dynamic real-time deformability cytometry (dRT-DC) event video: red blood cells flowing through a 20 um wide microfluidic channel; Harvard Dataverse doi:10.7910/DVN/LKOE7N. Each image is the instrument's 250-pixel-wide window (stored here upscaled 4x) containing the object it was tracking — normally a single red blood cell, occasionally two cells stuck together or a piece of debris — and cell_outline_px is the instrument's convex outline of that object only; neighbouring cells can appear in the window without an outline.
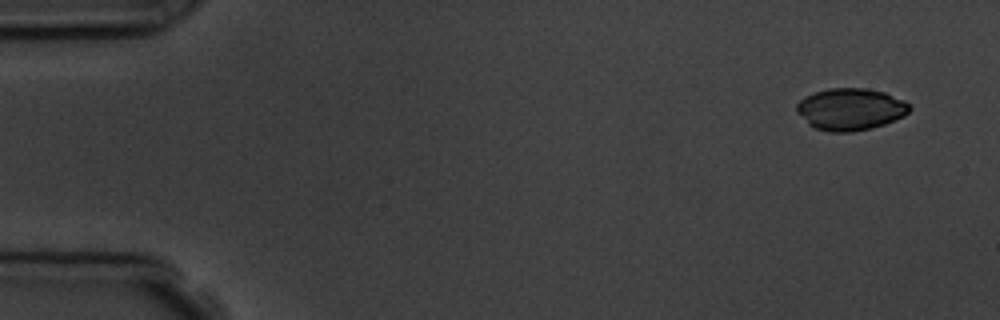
{"species": "common noctule bat (a hibernating species)", "species_latin": "Nyctalus noctula", "temperature_condition": "room temperature", "stored_images_in_passage": 6, "camera_frame_rate_fps": 3000, "um_per_image_px": 0.085, "animal": {"sex": "male", "body_mass_g": 19.5, "forearm_length_mm": 54.6}, "frame": {"image": 1, "passage_image": 1, "time_ms": 0.0, "image_size_px": [1000, 320], "cell_outline_px": [[912, 108], [904, 116], [884, 124], [872, 128], [852, 132], [828, 132], [816, 128], [808, 124], [796, 112], [796, 104], [804, 96], [828, 88], [864, 88], [884, 92], [904, 100]], "centroid_in_image_um": [72.27, 9.29], "position_along_channel_um": 12.7, "area_um2": 27.69}}
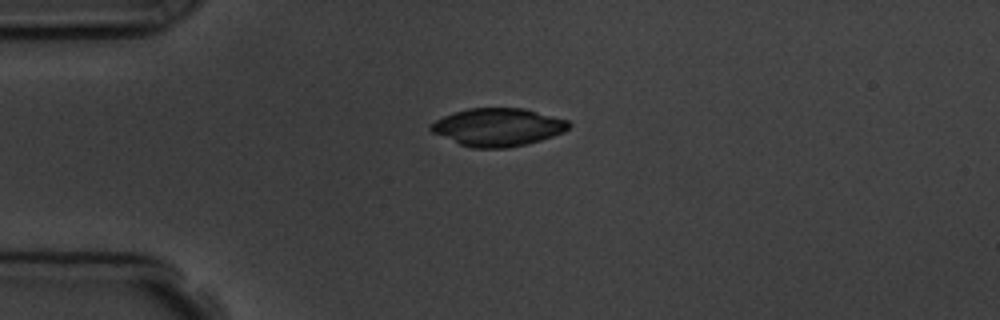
{"frame": {"image": 2, "passage_image": 4, "time_ms": 3.333, "image_size_px": [1000, 320], "cell_outline_px": [[572, 124], [564, 132], [540, 140], [508, 148], [472, 148], [460, 144], [432, 132], [428, 128], [428, 124], [444, 116], [468, 108], [524, 108], [568, 120]], "centroid_in_image_um": [42.31, 10.8], "position_along_channel_um": 42.7, "area_um2": 30.35}}